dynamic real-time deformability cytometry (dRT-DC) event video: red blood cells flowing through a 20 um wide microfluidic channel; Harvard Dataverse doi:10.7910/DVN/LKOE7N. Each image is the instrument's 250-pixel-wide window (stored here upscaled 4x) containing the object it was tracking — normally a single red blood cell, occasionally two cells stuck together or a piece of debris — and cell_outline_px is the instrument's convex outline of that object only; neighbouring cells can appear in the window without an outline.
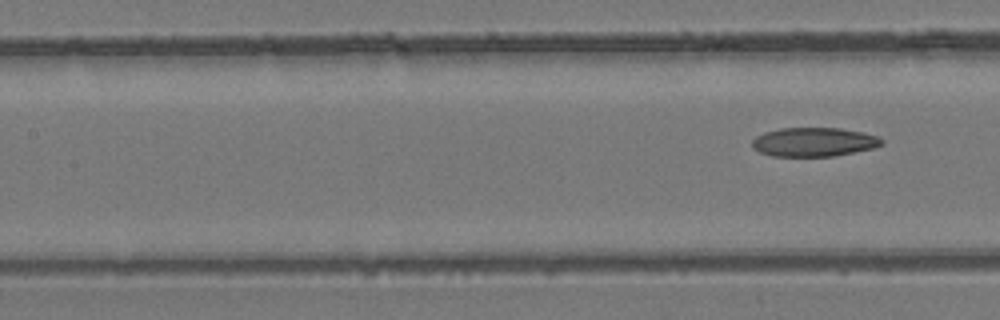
{"species": "common noctule bat (a hibernating species)", "species_latin": "Nyctalus noctula", "temperature_condition": "room temperature", "stored_images_in_passage": 8, "segment_of_instrument_passage": [2, 2], "camera_frame_rate_fps": 3000, "um_per_image_px": 0.085, "animal": {"sex": "female", "body_mass_g": 24.6, "forearm_length_mm": 56.2}, "frame": {"image": 1, "passage_image": 8, "time_ms": 8.667, "image_size_px": [1000, 320], "cell_outline_px": [[884, 144], [872, 148], [836, 156], [772, 156], [760, 152], [752, 148], [752, 140], [756, 136], [764, 132], [780, 128], [840, 128], [864, 132], [880, 136], [884, 140]], "centroid_in_image_um": [69.2, 12.06], "position_along_channel_um": 138.2, "area_um2": 22.08}}